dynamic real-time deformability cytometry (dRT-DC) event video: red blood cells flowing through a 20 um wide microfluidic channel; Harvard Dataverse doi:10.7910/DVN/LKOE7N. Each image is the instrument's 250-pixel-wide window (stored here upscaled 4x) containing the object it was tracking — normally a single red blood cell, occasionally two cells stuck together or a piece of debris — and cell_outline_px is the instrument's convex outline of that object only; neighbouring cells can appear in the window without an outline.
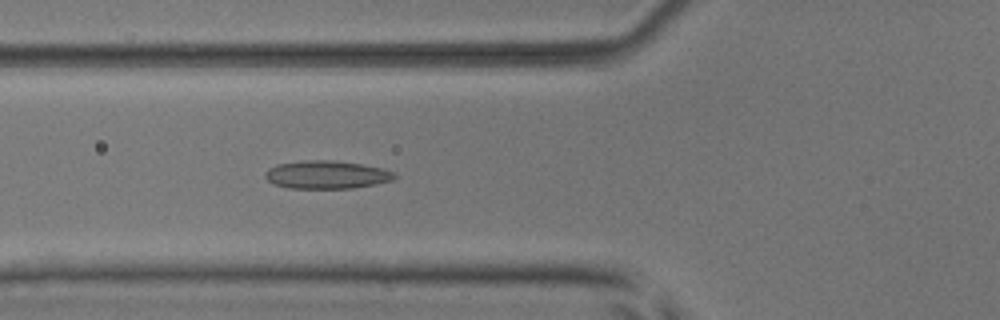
{"species": "common noctule bat (a hibernating species)", "species_latin": "Nyctalus noctula", "temperature_condition": "room temperature", "stored_images_in_passage": 53, "camera_frame_rate_fps": 3000, "um_per_image_px": 0.085, "animal": {"sex": "male", "body_mass_g": 17.9, "forearm_length_mm": 54.2}, "frame": {"image": 1, "passage_image": 20, "time_ms": 6.333, "image_size_px": [1000, 320], "cell_outline_px": [[396, 176], [392, 180], [376, 184], [352, 188], [288, 188], [276, 184], [268, 180], [264, 176], [264, 172], [268, 168], [276, 164], [304, 160], [336, 160], [364, 164], [384, 168], [396, 172]], "centroid_in_image_um": [27.78, 14.83], "position_along_channel_um": 98.0, "area_um2": 21.39}}
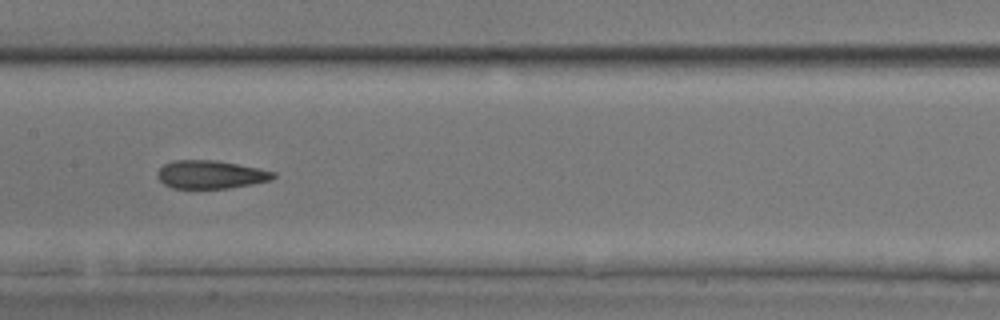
{"frame": {"image": 2, "passage_image": 27, "time_ms": 8.667, "image_size_px": [1000, 320], "cell_outline_px": [[276, 176], [268, 180], [252, 184], [228, 188], [172, 188], [164, 184], [156, 176], [156, 172], [164, 164], [172, 160], [216, 160], [260, 168], [276, 172]], "centroid_in_image_um": [17.88, 14.82], "position_along_channel_um": 189.5, "area_um2": 19.07}}
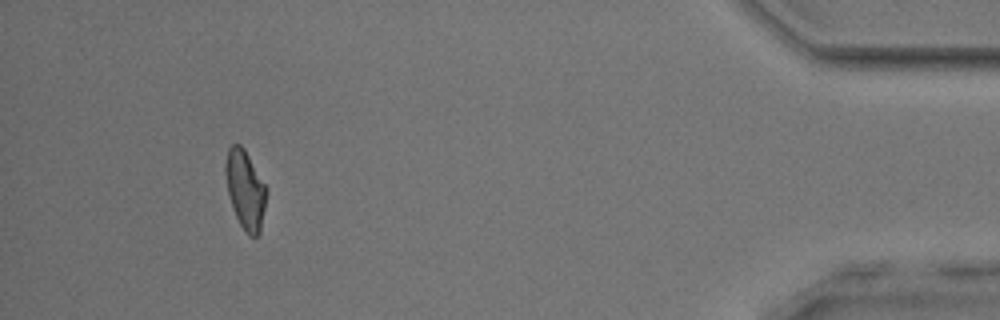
{"frame": {"image": 3, "passage_image": 49, "time_ms": 16.0, "image_size_px": [1000, 320], "cell_outline_px": [[268, 192], [260, 232], [256, 236], [248, 236], [240, 224], [232, 208], [228, 192], [224, 172], [224, 168], [228, 148], [232, 144], [240, 144], [244, 148], [268, 188]], "centroid_in_image_um": [20.86, 16.11], "position_along_channel_um": 414.3, "area_um2": 19.02}, "authors_computed_cell_mechanics": {"area_um2": 19.7098, "velocity_mm_per_s": 3.9212, "shape_relaxation_time_tau1_ms": null, "shape_relaxation_time_tau2_ms": 2.3591, "deformation_change_tau1": null, "deformation_change_tau2": 0.0981}}